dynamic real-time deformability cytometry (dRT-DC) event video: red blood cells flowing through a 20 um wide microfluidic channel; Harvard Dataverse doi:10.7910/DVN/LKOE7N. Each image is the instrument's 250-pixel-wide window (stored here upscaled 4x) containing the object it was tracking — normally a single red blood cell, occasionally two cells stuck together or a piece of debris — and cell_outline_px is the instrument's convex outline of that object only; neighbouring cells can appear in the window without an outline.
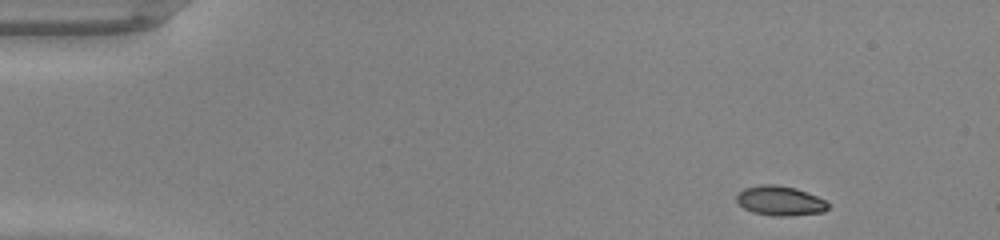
{"species": "common noctule bat (a hibernating species)", "species_latin": "Nyctalus noctula", "temperature_condition": "warm", "stored_images_in_passage": 44, "camera_frame_rate_fps": 3000, "um_per_image_px": 0.085, "animal": {"sex": "male", "body_mass_g": 20.0, "forearm_length_mm": 53.3}, "frame": {"image": 1, "passage_image": 1, "time_ms": 0.0, "image_size_px": [1000, 240], "cell_outline_px": [[828, 208], [824, 212], [788, 216], [772, 216], [752, 212], [744, 208], [736, 200], [736, 196], [744, 188], [760, 184], [776, 184], [796, 188], [816, 196], [824, 200], [828, 204]], "centroid_in_image_um": [66.29, 17.06], "position_along_channel_um": 18.7, "area_um2": 15.78}}
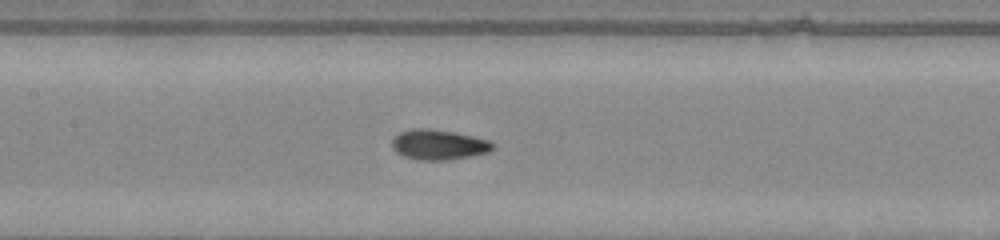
{"frame": {"image": 2, "passage_image": 19, "time_ms": 6.0, "image_size_px": [1000, 240], "cell_outline_px": [[496, 144], [488, 152], [472, 156], [448, 160], [420, 160], [404, 156], [396, 152], [392, 148], [392, 140], [400, 132], [412, 128], [428, 128], [452, 132], [472, 136], [488, 140]], "centroid_in_image_um": [37.27, 12.3], "position_along_channel_um": 170.1, "area_um2": 17.63}}
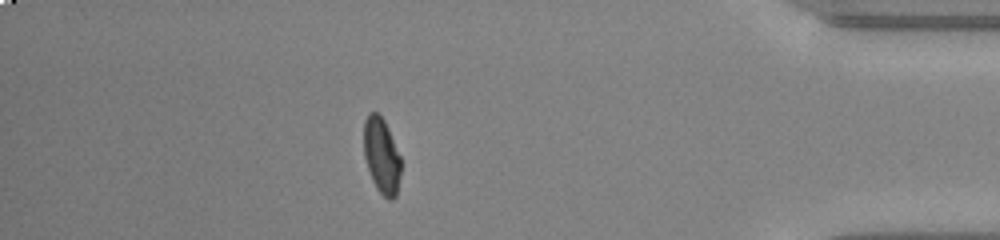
{"frame": {"image": 3, "passage_image": 38, "time_ms": 12.333, "image_size_px": [1000, 240], "cell_outline_px": [[400, 176], [396, 196], [392, 200], [388, 200], [376, 188], [372, 180], [364, 156], [364, 120], [368, 112], [376, 112], [384, 120], [388, 128], [400, 156]], "centroid_in_image_um": [32.42, 13.24], "position_along_channel_um": 402.8, "area_um2": 16.3}, "authors_computed_cell_mechanics": {"area_um2": 16.762, "velocity_mm_per_s": 4.302, "shape_relaxation_time_tau1_ms": 3.5074, "shape_relaxation_time_tau2_ms": 0.9952, "deformation_change_tau1": 0.1685, "deformation_change_tau2": 0.0517}}